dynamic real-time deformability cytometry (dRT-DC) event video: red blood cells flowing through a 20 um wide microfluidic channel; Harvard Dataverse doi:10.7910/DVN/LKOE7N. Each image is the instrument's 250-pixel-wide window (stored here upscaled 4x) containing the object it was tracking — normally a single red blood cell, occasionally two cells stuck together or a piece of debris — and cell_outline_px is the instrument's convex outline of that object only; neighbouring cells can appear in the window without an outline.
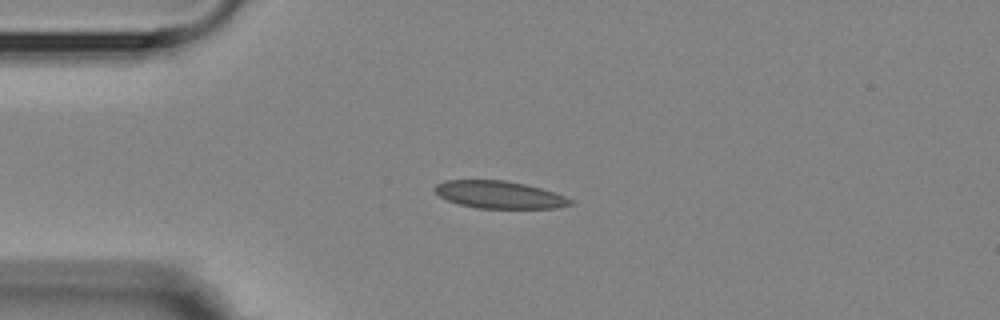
{"species": "Egyptian fruit bat (a non-hibernating species)", "species_latin": "Rousettus aegyptiacus", "temperature_condition": "room temperature", "stored_images_in_passage": 4, "camera_frame_rate_fps": 3000, "um_per_image_px": 0.085, "animal": {"sex": "female"}, "frame": {"image": 1, "passage_image": 3, "time_ms": 2.0, "image_size_px": [1000, 320], "cell_outline_px": [[576, 204], [556, 208], [476, 208], [460, 204], [448, 200], [440, 196], [432, 188], [436, 184], [444, 180], [504, 180], [524, 184], [540, 188], [564, 196], [572, 200]], "centroid_in_image_um": [42.43, 16.55], "position_along_channel_um": 42.6, "area_um2": 21.56}}